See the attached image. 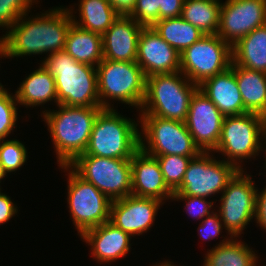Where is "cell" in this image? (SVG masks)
<instances>
[{
    "label": "cell",
    "instance_id": "6da1fadb",
    "mask_svg": "<svg viewBox=\"0 0 266 266\" xmlns=\"http://www.w3.org/2000/svg\"><path fill=\"white\" fill-rule=\"evenodd\" d=\"M28 14L22 15L1 37L7 59L44 53L50 55L65 49L66 36L73 23L67 7H54L31 17Z\"/></svg>",
    "mask_w": 266,
    "mask_h": 266
},
{
    "label": "cell",
    "instance_id": "7a4b0ae2",
    "mask_svg": "<svg viewBox=\"0 0 266 266\" xmlns=\"http://www.w3.org/2000/svg\"><path fill=\"white\" fill-rule=\"evenodd\" d=\"M58 110H44L58 166H69L82 155L89 143L95 120L102 107H77L58 104Z\"/></svg>",
    "mask_w": 266,
    "mask_h": 266
},
{
    "label": "cell",
    "instance_id": "3957f363",
    "mask_svg": "<svg viewBox=\"0 0 266 266\" xmlns=\"http://www.w3.org/2000/svg\"><path fill=\"white\" fill-rule=\"evenodd\" d=\"M41 65L55 78L58 104L101 107L95 66L77 62L65 50L47 54Z\"/></svg>",
    "mask_w": 266,
    "mask_h": 266
},
{
    "label": "cell",
    "instance_id": "277c9868",
    "mask_svg": "<svg viewBox=\"0 0 266 266\" xmlns=\"http://www.w3.org/2000/svg\"><path fill=\"white\" fill-rule=\"evenodd\" d=\"M138 125L114 108H103L97 115L88 146L82 155L131 159L140 149Z\"/></svg>",
    "mask_w": 266,
    "mask_h": 266
},
{
    "label": "cell",
    "instance_id": "5b68a950",
    "mask_svg": "<svg viewBox=\"0 0 266 266\" xmlns=\"http://www.w3.org/2000/svg\"><path fill=\"white\" fill-rule=\"evenodd\" d=\"M198 88L180 71L148 76L140 115L185 122L191 98Z\"/></svg>",
    "mask_w": 266,
    "mask_h": 266
},
{
    "label": "cell",
    "instance_id": "8992f818",
    "mask_svg": "<svg viewBox=\"0 0 266 266\" xmlns=\"http://www.w3.org/2000/svg\"><path fill=\"white\" fill-rule=\"evenodd\" d=\"M263 141H266V117L250 112L225 116L219 142L212 152L221 153L224 161L242 171V161L258 156L263 151Z\"/></svg>",
    "mask_w": 266,
    "mask_h": 266
},
{
    "label": "cell",
    "instance_id": "52a82bcc",
    "mask_svg": "<svg viewBox=\"0 0 266 266\" xmlns=\"http://www.w3.org/2000/svg\"><path fill=\"white\" fill-rule=\"evenodd\" d=\"M96 70L102 108H114L110 102L116 100L140 110L146 93V76L136 61L103 59Z\"/></svg>",
    "mask_w": 266,
    "mask_h": 266
},
{
    "label": "cell",
    "instance_id": "ba28073f",
    "mask_svg": "<svg viewBox=\"0 0 266 266\" xmlns=\"http://www.w3.org/2000/svg\"><path fill=\"white\" fill-rule=\"evenodd\" d=\"M140 149L153 157L163 155L198 156L202 151L195 144L185 122L139 115Z\"/></svg>",
    "mask_w": 266,
    "mask_h": 266
},
{
    "label": "cell",
    "instance_id": "9c48e42d",
    "mask_svg": "<svg viewBox=\"0 0 266 266\" xmlns=\"http://www.w3.org/2000/svg\"><path fill=\"white\" fill-rule=\"evenodd\" d=\"M69 167L111 201L131 195V159L80 155Z\"/></svg>",
    "mask_w": 266,
    "mask_h": 266
},
{
    "label": "cell",
    "instance_id": "30bf717a",
    "mask_svg": "<svg viewBox=\"0 0 266 266\" xmlns=\"http://www.w3.org/2000/svg\"><path fill=\"white\" fill-rule=\"evenodd\" d=\"M68 173L67 203L73 225L79 236L110 220L111 200L93 184L79 177L69 166H60Z\"/></svg>",
    "mask_w": 266,
    "mask_h": 266
},
{
    "label": "cell",
    "instance_id": "8fae6325",
    "mask_svg": "<svg viewBox=\"0 0 266 266\" xmlns=\"http://www.w3.org/2000/svg\"><path fill=\"white\" fill-rule=\"evenodd\" d=\"M231 63L232 47L217 34H205L180 54V72L197 86Z\"/></svg>",
    "mask_w": 266,
    "mask_h": 266
},
{
    "label": "cell",
    "instance_id": "7c38bea8",
    "mask_svg": "<svg viewBox=\"0 0 266 266\" xmlns=\"http://www.w3.org/2000/svg\"><path fill=\"white\" fill-rule=\"evenodd\" d=\"M238 171L221 193L220 206L216 211L220 215L227 235L240 237L256 214L257 188L251 175Z\"/></svg>",
    "mask_w": 266,
    "mask_h": 266
},
{
    "label": "cell",
    "instance_id": "4fadbf2b",
    "mask_svg": "<svg viewBox=\"0 0 266 266\" xmlns=\"http://www.w3.org/2000/svg\"><path fill=\"white\" fill-rule=\"evenodd\" d=\"M212 153L201 152L191 159L181 186L173 193L209 198L223 192L239 170L223 159L217 160Z\"/></svg>",
    "mask_w": 266,
    "mask_h": 266
},
{
    "label": "cell",
    "instance_id": "5bb4252c",
    "mask_svg": "<svg viewBox=\"0 0 266 266\" xmlns=\"http://www.w3.org/2000/svg\"><path fill=\"white\" fill-rule=\"evenodd\" d=\"M266 24V0H226L221 3L217 35L231 47Z\"/></svg>",
    "mask_w": 266,
    "mask_h": 266
},
{
    "label": "cell",
    "instance_id": "9a60e30c",
    "mask_svg": "<svg viewBox=\"0 0 266 266\" xmlns=\"http://www.w3.org/2000/svg\"><path fill=\"white\" fill-rule=\"evenodd\" d=\"M224 117L198 88L191 98L185 124L202 152H212L217 147Z\"/></svg>",
    "mask_w": 266,
    "mask_h": 266
},
{
    "label": "cell",
    "instance_id": "2e32d148",
    "mask_svg": "<svg viewBox=\"0 0 266 266\" xmlns=\"http://www.w3.org/2000/svg\"><path fill=\"white\" fill-rule=\"evenodd\" d=\"M164 202L155 198L127 197L113 200L110 206V222L132 237L143 235L153 223Z\"/></svg>",
    "mask_w": 266,
    "mask_h": 266
},
{
    "label": "cell",
    "instance_id": "e0dca14e",
    "mask_svg": "<svg viewBox=\"0 0 266 266\" xmlns=\"http://www.w3.org/2000/svg\"><path fill=\"white\" fill-rule=\"evenodd\" d=\"M136 62L146 77L180 71V54L153 27L140 32Z\"/></svg>",
    "mask_w": 266,
    "mask_h": 266
},
{
    "label": "cell",
    "instance_id": "ac0fdd59",
    "mask_svg": "<svg viewBox=\"0 0 266 266\" xmlns=\"http://www.w3.org/2000/svg\"><path fill=\"white\" fill-rule=\"evenodd\" d=\"M131 175V195L155 198L164 203L172 199L173 192L164 182L161 167L156 157L139 149L131 158Z\"/></svg>",
    "mask_w": 266,
    "mask_h": 266
},
{
    "label": "cell",
    "instance_id": "d6986e66",
    "mask_svg": "<svg viewBox=\"0 0 266 266\" xmlns=\"http://www.w3.org/2000/svg\"><path fill=\"white\" fill-rule=\"evenodd\" d=\"M144 26L129 15H120L102 35L103 59L134 62Z\"/></svg>",
    "mask_w": 266,
    "mask_h": 266
},
{
    "label": "cell",
    "instance_id": "ffe728a7",
    "mask_svg": "<svg viewBox=\"0 0 266 266\" xmlns=\"http://www.w3.org/2000/svg\"><path fill=\"white\" fill-rule=\"evenodd\" d=\"M91 246V255L97 263L115 262L128 254L132 236L110 221L85 231L81 236Z\"/></svg>",
    "mask_w": 266,
    "mask_h": 266
},
{
    "label": "cell",
    "instance_id": "44dd1931",
    "mask_svg": "<svg viewBox=\"0 0 266 266\" xmlns=\"http://www.w3.org/2000/svg\"><path fill=\"white\" fill-rule=\"evenodd\" d=\"M199 89L212 101L224 116L247 113L239 91L235 71L227 70L206 79Z\"/></svg>",
    "mask_w": 266,
    "mask_h": 266
},
{
    "label": "cell",
    "instance_id": "7402d4cb",
    "mask_svg": "<svg viewBox=\"0 0 266 266\" xmlns=\"http://www.w3.org/2000/svg\"><path fill=\"white\" fill-rule=\"evenodd\" d=\"M15 96L19 106L26 108L42 106L49 101L58 105L55 78L41 64L21 82Z\"/></svg>",
    "mask_w": 266,
    "mask_h": 266
},
{
    "label": "cell",
    "instance_id": "603a6c76",
    "mask_svg": "<svg viewBox=\"0 0 266 266\" xmlns=\"http://www.w3.org/2000/svg\"><path fill=\"white\" fill-rule=\"evenodd\" d=\"M64 50L77 62L96 67L103 60L102 35L72 23Z\"/></svg>",
    "mask_w": 266,
    "mask_h": 266
},
{
    "label": "cell",
    "instance_id": "cb8c5ba5",
    "mask_svg": "<svg viewBox=\"0 0 266 266\" xmlns=\"http://www.w3.org/2000/svg\"><path fill=\"white\" fill-rule=\"evenodd\" d=\"M247 112L266 117V73L231 63Z\"/></svg>",
    "mask_w": 266,
    "mask_h": 266
},
{
    "label": "cell",
    "instance_id": "d4e9b609",
    "mask_svg": "<svg viewBox=\"0 0 266 266\" xmlns=\"http://www.w3.org/2000/svg\"><path fill=\"white\" fill-rule=\"evenodd\" d=\"M224 237L205 254L203 266H256L258 255L246 242Z\"/></svg>",
    "mask_w": 266,
    "mask_h": 266
},
{
    "label": "cell",
    "instance_id": "484cf974",
    "mask_svg": "<svg viewBox=\"0 0 266 266\" xmlns=\"http://www.w3.org/2000/svg\"><path fill=\"white\" fill-rule=\"evenodd\" d=\"M232 63L266 73V24L232 46Z\"/></svg>",
    "mask_w": 266,
    "mask_h": 266
},
{
    "label": "cell",
    "instance_id": "4316f807",
    "mask_svg": "<svg viewBox=\"0 0 266 266\" xmlns=\"http://www.w3.org/2000/svg\"><path fill=\"white\" fill-rule=\"evenodd\" d=\"M78 3L79 19L74 10L69 8L74 24L82 29L103 35L120 14L112 7L108 0H80Z\"/></svg>",
    "mask_w": 266,
    "mask_h": 266
},
{
    "label": "cell",
    "instance_id": "83f0119b",
    "mask_svg": "<svg viewBox=\"0 0 266 266\" xmlns=\"http://www.w3.org/2000/svg\"><path fill=\"white\" fill-rule=\"evenodd\" d=\"M152 27L179 54L204 36L181 16L159 20Z\"/></svg>",
    "mask_w": 266,
    "mask_h": 266
},
{
    "label": "cell",
    "instance_id": "f1b7e54d",
    "mask_svg": "<svg viewBox=\"0 0 266 266\" xmlns=\"http://www.w3.org/2000/svg\"><path fill=\"white\" fill-rule=\"evenodd\" d=\"M220 0H184L181 17L204 35L217 34Z\"/></svg>",
    "mask_w": 266,
    "mask_h": 266
},
{
    "label": "cell",
    "instance_id": "f546056e",
    "mask_svg": "<svg viewBox=\"0 0 266 266\" xmlns=\"http://www.w3.org/2000/svg\"><path fill=\"white\" fill-rule=\"evenodd\" d=\"M194 157L196 156H156L161 167L164 182L172 192H175L181 186L187 167Z\"/></svg>",
    "mask_w": 266,
    "mask_h": 266
},
{
    "label": "cell",
    "instance_id": "4dcf8cb0",
    "mask_svg": "<svg viewBox=\"0 0 266 266\" xmlns=\"http://www.w3.org/2000/svg\"><path fill=\"white\" fill-rule=\"evenodd\" d=\"M27 154V149L21 141L17 139L0 140V162L6 175L24 166Z\"/></svg>",
    "mask_w": 266,
    "mask_h": 266
},
{
    "label": "cell",
    "instance_id": "1f68e13d",
    "mask_svg": "<svg viewBox=\"0 0 266 266\" xmlns=\"http://www.w3.org/2000/svg\"><path fill=\"white\" fill-rule=\"evenodd\" d=\"M0 87V140L6 139L14 132L18 119V102L15 94Z\"/></svg>",
    "mask_w": 266,
    "mask_h": 266
},
{
    "label": "cell",
    "instance_id": "d6a6232c",
    "mask_svg": "<svg viewBox=\"0 0 266 266\" xmlns=\"http://www.w3.org/2000/svg\"><path fill=\"white\" fill-rule=\"evenodd\" d=\"M38 0H0V28L9 30ZM6 27V28H5ZM4 28V29H3Z\"/></svg>",
    "mask_w": 266,
    "mask_h": 266
},
{
    "label": "cell",
    "instance_id": "836d02e7",
    "mask_svg": "<svg viewBox=\"0 0 266 266\" xmlns=\"http://www.w3.org/2000/svg\"><path fill=\"white\" fill-rule=\"evenodd\" d=\"M159 9L160 0H137L129 16L144 27H152L159 21Z\"/></svg>",
    "mask_w": 266,
    "mask_h": 266
},
{
    "label": "cell",
    "instance_id": "e575fe53",
    "mask_svg": "<svg viewBox=\"0 0 266 266\" xmlns=\"http://www.w3.org/2000/svg\"><path fill=\"white\" fill-rule=\"evenodd\" d=\"M173 201H185V210L189 214V216L194 219L203 220L207 216H209L214 211H211V208L214 206V201L207 200L204 197L197 196H188L182 195L180 193H173L172 199ZM207 200V201H206Z\"/></svg>",
    "mask_w": 266,
    "mask_h": 266
},
{
    "label": "cell",
    "instance_id": "d590c367",
    "mask_svg": "<svg viewBox=\"0 0 266 266\" xmlns=\"http://www.w3.org/2000/svg\"><path fill=\"white\" fill-rule=\"evenodd\" d=\"M224 225L220 219V215L217 212L211 213L209 216L199 222L198 232L202 240H213L216 236L218 237L222 232Z\"/></svg>",
    "mask_w": 266,
    "mask_h": 266
},
{
    "label": "cell",
    "instance_id": "8d00e7d4",
    "mask_svg": "<svg viewBox=\"0 0 266 266\" xmlns=\"http://www.w3.org/2000/svg\"><path fill=\"white\" fill-rule=\"evenodd\" d=\"M184 0H160L159 20L180 17Z\"/></svg>",
    "mask_w": 266,
    "mask_h": 266
},
{
    "label": "cell",
    "instance_id": "74e56055",
    "mask_svg": "<svg viewBox=\"0 0 266 266\" xmlns=\"http://www.w3.org/2000/svg\"><path fill=\"white\" fill-rule=\"evenodd\" d=\"M17 208L10 196L0 192V225L7 223L14 217L18 212Z\"/></svg>",
    "mask_w": 266,
    "mask_h": 266
},
{
    "label": "cell",
    "instance_id": "f35d334b",
    "mask_svg": "<svg viewBox=\"0 0 266 266\" xmlns=\"http://www.w3.org/2000/svg\"><path fill=\"white\" fill-rule=\"evenodd\" d=\"M255 220L260 228L266 232V186L261 192L257 190Z\"/></svg>",
    "mask_w": 266,
    "mask_h": 266
},
{
    "label": "cell",
    "instance_id": "ab89813d",
    "mask_svg": "<svg viewBox=\"0 0 266 266\" xmlns=\"http://www.w3.org/2000/svg\"><path fill=\"white\" fill-rule=\"evenodd\" d=\"M120 15H129L136 5L137 0H108Z\"/></svg>",
    "mask_w": 266,
    "mask_h": 266
},
{
    "label": "cell",
    "instance_id": "60d3db41",
    "mask_svg": "<svg viewBox=\"0 0 266 266\" xmlns=\"http://www.w3.org/2000/svg\"><path fill=\"white\" fill-rule=\"evenodd\" d=\"M5 57L6 58V51H5V46L2 38H0V58ZM3 86L2 83L0 82V87Z\"/></svg>",
    "mask_w": 266,
    "mask_h": 266
},
{
    "label": "cell",
    "instance_id": "b9f144b4",
    "mask_svg": "<svg viewBox=\"0 0 266 266\" xmlns=\"http://www.w3.org/2000/svg\"><path fill=\"white\" fill-rule=\"evenodd\" d=\"M152 266H177L176 264L174 265V263L173 262H171V261H164V262H161V263H159V264H153Z\"/></svg>",
    "mask_w": 266,
    "mask_h": 266
},
{
    "label": "cell",
    "instance_id": "7bdbcfd3",
    "mask_svg": "<svg viewBox=\"0 0 266 266\" xmlns=\"http://www.w3.org/2000/svg\"><path fill=\"white\" fill-rule=\"evenodd\" d=\"M6 176L7 175L3 171V168H2V165H1V162H0V183H1V180L4 179V177H6Z\"/></svg>",
    "mask_w": 266,
    "mask_h": 266
},
{
    "label": "cell",
    "instance_id": "ee69618b",
    "mask_svg": "<svg viewBox=\"0 0 266 266\" xmlns=\"http://www.w3.org/2000/svg\"><path fill=\"white\" fill-rule=\"evenodd\" d=\"M264 145L263 148L265 147L266 148V141H264ZM264 148V151H265V155H266V149ZM265 166H266V157H265ZM266 168V167H265Z\"/></svg>",
    "mask_w": 266,
    "mask_h": 266
}]
</instances>
